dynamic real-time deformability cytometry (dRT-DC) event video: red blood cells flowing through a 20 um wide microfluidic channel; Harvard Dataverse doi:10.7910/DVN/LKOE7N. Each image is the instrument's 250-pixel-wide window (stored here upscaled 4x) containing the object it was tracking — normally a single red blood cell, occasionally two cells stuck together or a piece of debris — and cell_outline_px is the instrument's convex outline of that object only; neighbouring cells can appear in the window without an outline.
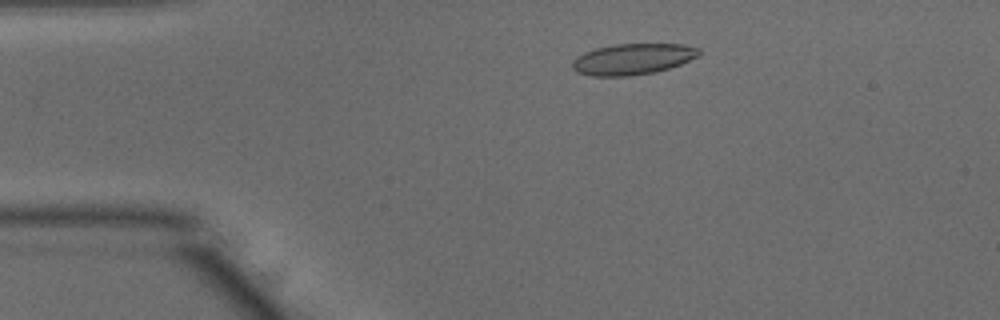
{"species": "common noctule bat (a hibernating species)", "species_latin": "Nyctalus noctula", "temperature_condition": "warm", "stored_images_in_passage": 50, "camera_frame_rate_fps": 3000, "um_per_image_px": 0.085, "animal": {"sex": "male", "body_mass_g": 15.6}, "frame": {"image": 1, "passage_image": 9, "time_ms": 2.667, "image_size_px": [1000, 320], "cell_outline_px": [[700, 56], [680, 64], [656, 72], [632, 76], [592, 76], [576, 72], [572, 68], [572, 60], [584, 52], [596, 48], [616, 44], [684, 44], [700, 48]], "centroid_in_image_um": [53.79, 5.02], "position_along_channel_um": 31.2, "area_um2": 23.06}}
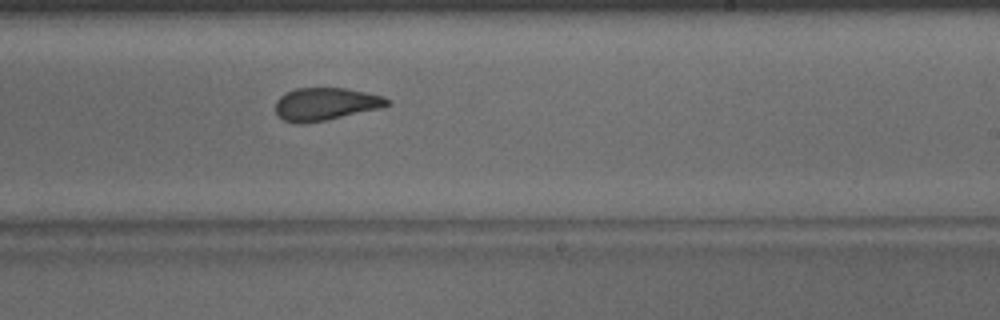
{"frame": {"image": 2, "passage_image": 30, "time_ms": 9.667, "image_size_px": [1000, 320], "cell_outline_px": [[392, 100], [384, 108], [328, 120], [300, 124], [296, 124], [284, 120], [276, 112], [276, 100], [280, 96], [296, 88], [348, 88], [368, 92], [384, 96]], "centroid_in_image_um": [27.74, 8.85], "position_along_channel_um": 261.3, "area_um2": 21.62}}
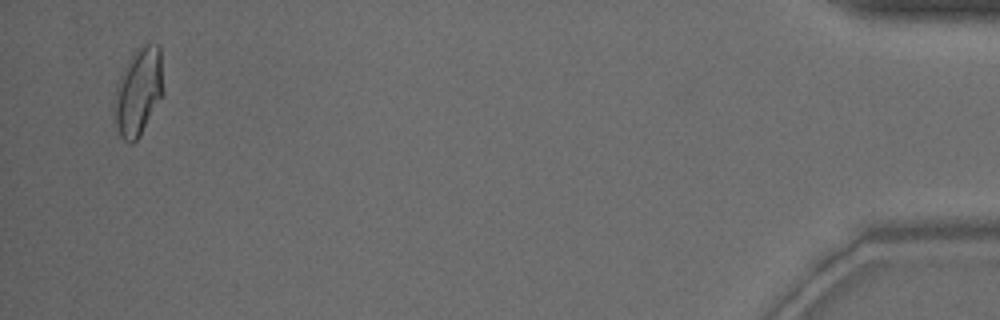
{"frame": {"image": 3, "passage_image": 49, "time_ms": 16.0, "image_size_px": [1000, 320], "cell_outline_px": [[160, 96], [140, 136], [132, 144], [128, 144], [120, 136], [116, 124], [112, 108], [112, 104], [116, 84], [132, 52], [136, 48], [144, 44], [160, 44]], "centroid_in_image_um": [11.67, 7.8], "position_along_channel_um": 423.5, "area_um2": 24.45}, "authors_computed_cell_mechanics": {"area_um2": 22.3397, "velocity_mm_per_s": 3.9136, "shape_relaxation_time_tau1_ms": 7.0738, "shape_relaxation_time_tau2_ms": 1.7604, "deformation_change_tau1": 0.1873, "deformation_change_tau2": 0.0876}}